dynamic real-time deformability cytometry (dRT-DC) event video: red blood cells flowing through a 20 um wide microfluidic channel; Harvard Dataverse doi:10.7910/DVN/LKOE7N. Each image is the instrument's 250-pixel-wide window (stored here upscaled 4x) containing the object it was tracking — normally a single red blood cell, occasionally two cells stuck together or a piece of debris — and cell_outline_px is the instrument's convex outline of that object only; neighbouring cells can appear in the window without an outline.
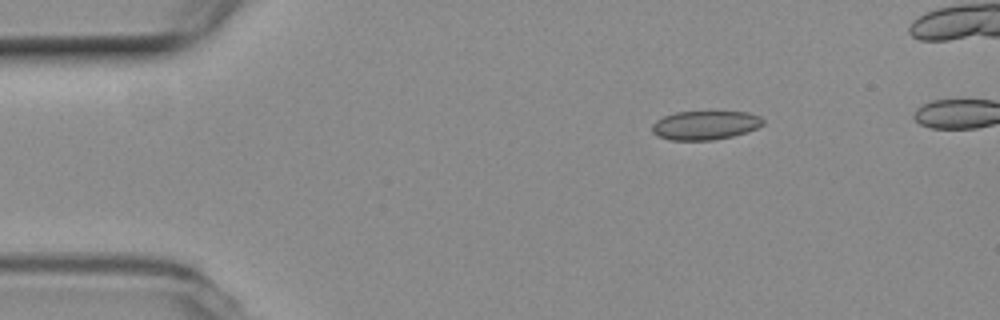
{"species": "common noctule bat (a hibernating species)", "species_latin": "Nyctalus noctula", "temperature_condition": "room temperature", "stored_images_in_passage": 42, "camera_frame_rate_fps": 3000, "um_per_image_px": 0.085, "animal": {"sex": "female", "body_mass_g": 19.3, "forearm_length_mm": 54.1}, "frame": {"image": 1, "passage_image": 1, "time_ms": 0.0, "image_size_px": [1000, 320], "cell_outline_px": [[764, 124], [748, 132], [732, 136], [712, 140], [668, 140], [656, 136], [652, 132], [652, 124], [656, 120], [664, 116], [676, 112], [708, 108], [748, 112], [760, 116], [764, 120]], "centroid_in_image_um": [59.95, 10.58], "position_along_channel_um": 25.0, "area_um2": 19.83}}
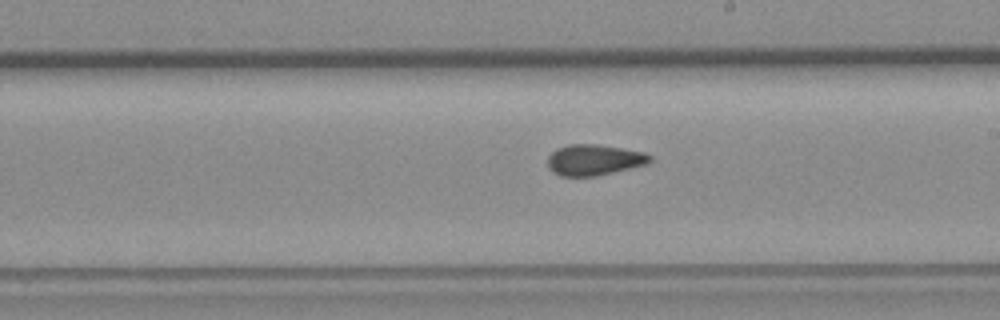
{"frame": {"image": 2, "passage_image": 23, "time_ms": 7.333, "image_size_px": [1000, 320], "cell_outline_px": [[652, 160], [648, 164], [596, 176], [560, 176], [552, 172], [548, 168], [548, 156], [552, 152], [568, 144], [596, 144], [644, 152], [652, 156]], "centroid_in_image_um": [50.5, 13.6], "position_along_channel_um": 238.5, "area_um2": 18.38}}
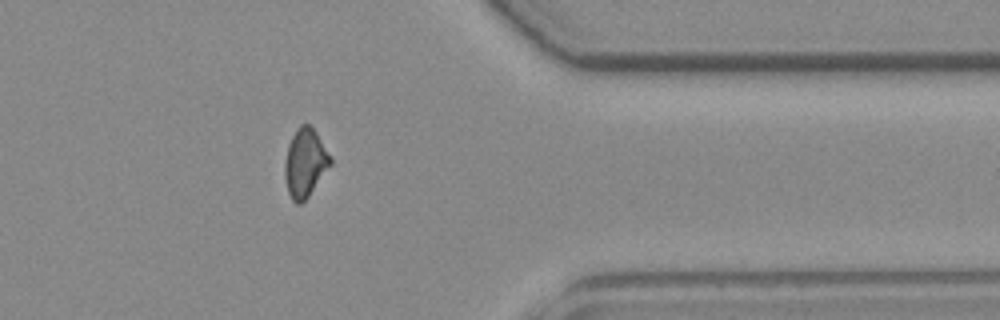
{"frame": {"image": 3, "passage_image": 36, "time_ms": 11.667, "image_size_px": [1000, 320], "cell_outline_px": [[332, 164], [308, 196], [300, 204], [296, 204], [292, 200], [288, 192], [284, 176], [284, 160], [288, 144], [296, 128], [300, 124], [308, 124], [316, 132], [332, 160]], "centroid_in_image_um": [25.91, 13.84], "position_along_channel_um": 385.5, "area_um2": 18.15}}